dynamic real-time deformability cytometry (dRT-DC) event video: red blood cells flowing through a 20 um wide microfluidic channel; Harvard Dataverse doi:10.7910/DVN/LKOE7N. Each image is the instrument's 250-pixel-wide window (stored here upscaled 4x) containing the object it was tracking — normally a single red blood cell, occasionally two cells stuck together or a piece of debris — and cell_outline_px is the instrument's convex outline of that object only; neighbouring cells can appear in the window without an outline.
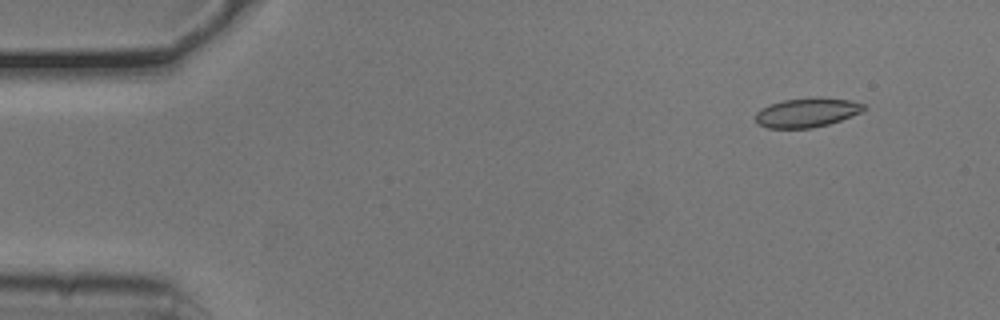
{"species": "common noctule bat (a hibernating species)", "species_latin": "Nyctalus noctula", "temperature_condition": "cold", "stored_images_in_passage": 49, "camera_frame_rate_fps": 3000, "um_per_image_px": 0.085, "animal": {"sex": "male", "body_mass_g": 20.5, "forearm_length_mm": 52.5}, "frame": {"image": 1, "passage_image": 1, "time_ms": 0.0, "image_size_px": [1000, 320], "cell_outline_px": [[868, 108], [852, 116], [828, 124], [812, 128], [768, 128], [760, 124], [756, 120], [756, 112], [760, 108], [784, 100], [848, 100], [864, 104]], "centroid_in_image_um": [68.57, 9.62], "position_along_channel_um": 16.4, "area_um2": 17.51}}
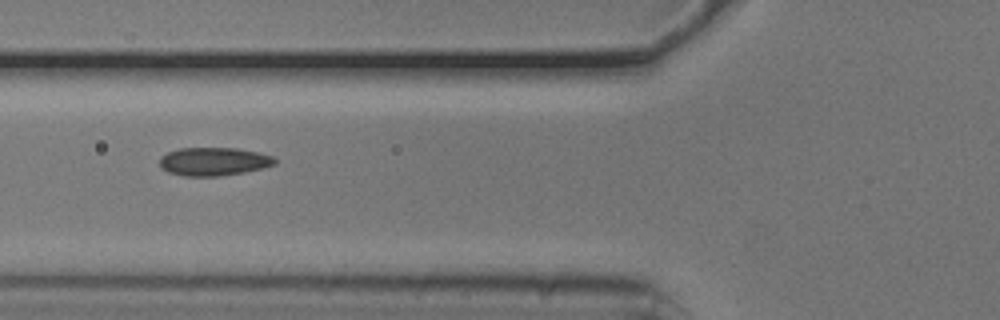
{"frame": {"image": 2, "passage_image": 16, "time_ms": 5.0, "image_size_px": [1000, 320], "cell_outline_px": [[276, 164], [244, 172], [220, 176], [184, 176], [168, 172], [160, 168], [160, 156], [168, 152], [180, 148], [236, 148], [260, 152], [272, 156], [276, 160]], "centroid_in_image_um": [18.15, 13.72], "position_along_channel_um": 107.7, "area_um2": 19.02}}
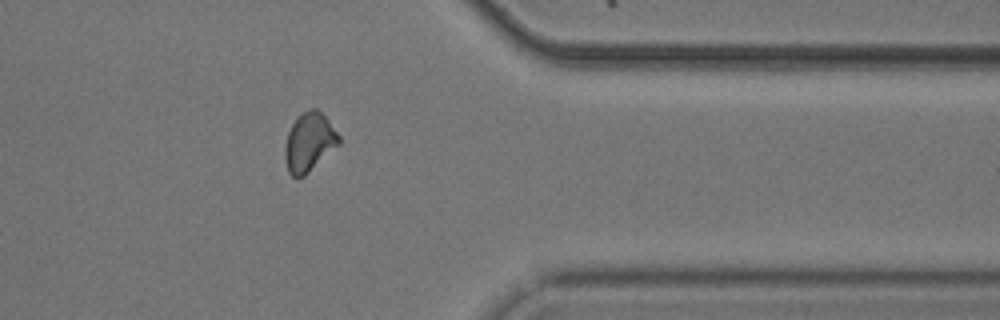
{"frame": {"image": 3, "passage_image": 39, "time_ms": 12.667, "image_size_px": [1000, 320], "cell_outline_px": [[340, 144], [304, 176], [292, 176], [288, 172], [284, 160], [284, 148], [288, 132], [292, 124], [304, 112], [312, 108], [316, 108], [328, 120], [340, 136]], "centroid_in_image_um": [26.28, 12.11], "position_along_channel_um": 385.1, "area_um2": 18.26}, "authors_computed_cell_mechanics": {"area_um2": 18.3804, "velocity_mm_per_s": 3.7867, "shape_relaxation_time_tau1_ms": 7.8743, "shape_relaxation_time_tau2_ms": 2.3357, "deformation_change_tau1": 0.099, "deformation_change_tau2": 0.0623}}